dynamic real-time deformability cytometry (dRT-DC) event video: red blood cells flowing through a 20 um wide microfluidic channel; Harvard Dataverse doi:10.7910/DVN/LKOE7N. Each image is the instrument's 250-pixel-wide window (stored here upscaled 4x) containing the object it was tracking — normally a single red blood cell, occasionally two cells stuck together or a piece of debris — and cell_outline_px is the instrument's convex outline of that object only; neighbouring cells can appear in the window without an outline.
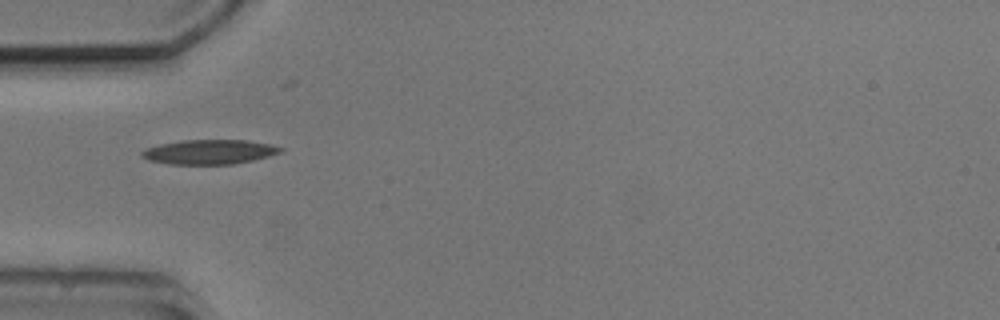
{"species": "common noctule bat (a hibernating species)", "species_latin": "Nyctalus noctula", "temperature_condition": "cold", "stored_images_in_passage": 9, "camera_frame_rate_fps": 3000, "um_per_image_px": 0.085, "animal": {"sex": "male", "body_mass_g": 20.5, "forearm_length_mm": 52.5}, "frame": {"image": 1, "passage_image": 5, "time_ms": 5.667, "image_size_px": [1000, 320], "cell_outline_px": [[284, 152], [252, 160], [232, 164], [168, 164], [148, 160], [140, 156], [140, 152], [148, 148], [160, 144], [180, 140], [248, 140], [272, 144], [284, 148]], "centroid_in_image_um": [17.82, 12.91], "position_along_channel_um": 67.2, "area_um2": 19.94}}